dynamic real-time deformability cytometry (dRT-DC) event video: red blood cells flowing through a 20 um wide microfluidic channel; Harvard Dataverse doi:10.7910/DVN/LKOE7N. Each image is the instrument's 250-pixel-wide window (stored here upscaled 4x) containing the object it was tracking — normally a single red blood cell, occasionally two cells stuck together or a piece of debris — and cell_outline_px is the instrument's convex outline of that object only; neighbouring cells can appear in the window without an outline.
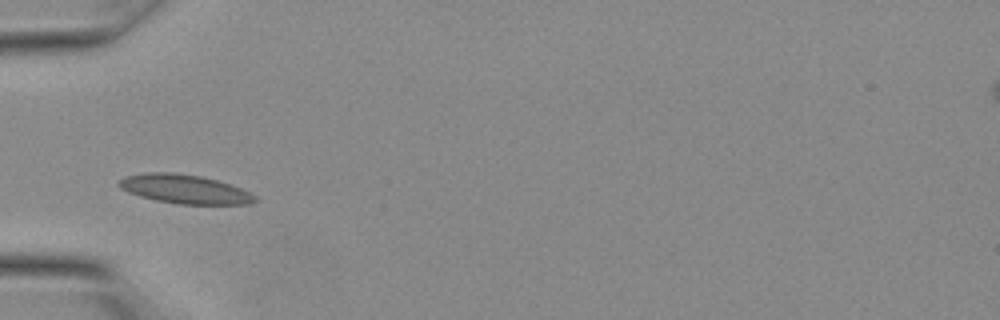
{"species": "Egyptian fruit bat (a non-hibernating species)", "species_latin": "Rousettus aegyptiacus", "temperature_condition": "warm", "stored_images_in_passage": 6, "camera_frame_rate_fps": 3000, "um_per_image_px": 0.085, "animal": {"sex": "female"}, "frame": {"image": 1, "passage_image": 4, "time_ms": 1.0, "image_size_px": [1000, 320], "cell_outline_px": [[256, 200], [248, 204], [180, 204], [156, 200], [140, 196], [128, 192], [120, 188], [116, 184], [124, 176], [144, 172], [172, 172], [200, 176], [216, 180], [240, 188], [256, 196]], "centroid_in_image_um": [15.63, 16.06], "position_along_channel_um": 69.4, "area_um2": 22.77}}